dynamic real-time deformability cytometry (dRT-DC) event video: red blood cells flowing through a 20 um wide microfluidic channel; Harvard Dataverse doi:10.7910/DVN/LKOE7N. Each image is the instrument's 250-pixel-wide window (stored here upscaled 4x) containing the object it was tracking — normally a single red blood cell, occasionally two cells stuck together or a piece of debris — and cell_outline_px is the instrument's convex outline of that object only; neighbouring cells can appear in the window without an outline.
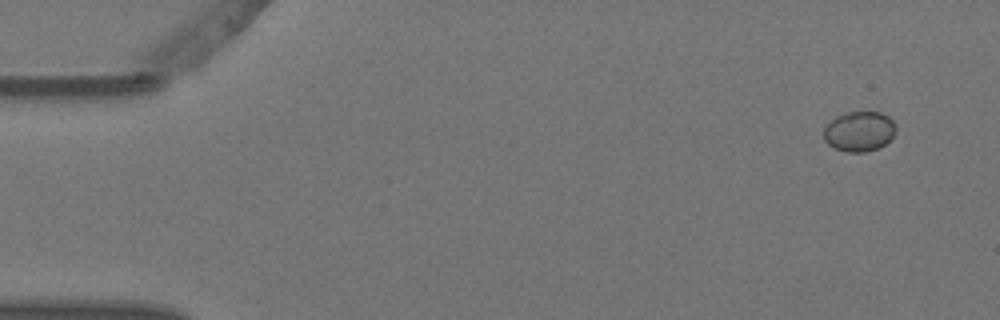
{"species": "Egyptian fruit bat (a non-hibernating species)", "species_latin": "Rousettus aegyptiacus", "temperature_condition": "warm", "stored_images_in_passage": 6, "segment_of_instrument_passage": [2, 2], "camera_frame_rate_fps": 3000, "um_per_image_px": 0.085, "animal": {"sex": "female"}, "frame": {"image": 1, "passage_image": 6, "time_ms": 1.667, "image_size_px": [1000, 320], "cell_outline_px": [[896, 132], [880, 148], [864, 152], [848, 152], [836, 148], [828, 144], [824, 140], [824, 128], [836, 116], [848, 112], [880, 112], [888, 116], [896, 124]], "centroid_in_image_um": [73.05, 11.17], "position_along_channel_um": 11.9, "area_um2": 16.76}}